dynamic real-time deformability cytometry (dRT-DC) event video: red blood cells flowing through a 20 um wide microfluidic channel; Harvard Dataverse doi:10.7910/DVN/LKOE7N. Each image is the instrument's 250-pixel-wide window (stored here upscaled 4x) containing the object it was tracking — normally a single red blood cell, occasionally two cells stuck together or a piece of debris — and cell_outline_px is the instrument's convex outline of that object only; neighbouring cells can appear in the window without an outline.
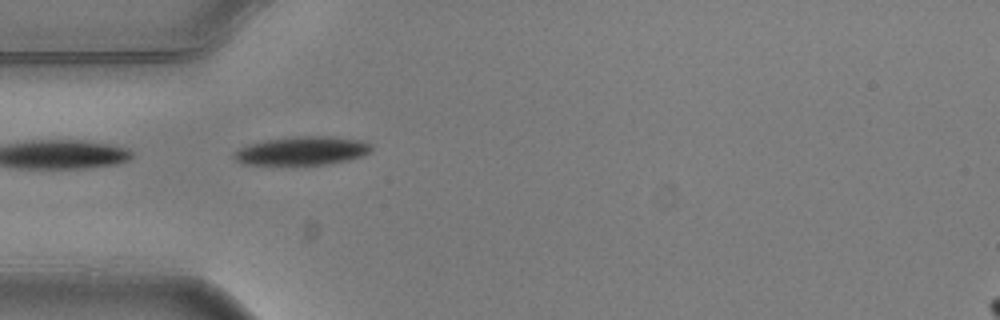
{"species": "common noctule bat (a hibernating species)", "species_latin": "Nyctalus noctula", "temperature_condition": "warm", "stored_images_in_passage": 3, "camera_frame_rate_fps": 3000, "um_per_image_px": 0.085, "animal": {"sex": "male", "body_mass_g": 20.5, "forearm_length_mm": 52.5}, "frame": {"image": 1, "passage_image": 3, "time_ms": 0.667, "image_size_px": [1000, 320], "cell_outline_px": [[372, 148], [364, 156], [348, 160], [324, 164], [240, 164], [232, 156], [232, 152], [248, 144], [264, 140], [292, 136], [332, 136], [364, 140], [372, 144]], "centroid_in_image_um": [25.68, 12.8], "position_along_channel_um": 59.3, "area_um2": 23.06}}